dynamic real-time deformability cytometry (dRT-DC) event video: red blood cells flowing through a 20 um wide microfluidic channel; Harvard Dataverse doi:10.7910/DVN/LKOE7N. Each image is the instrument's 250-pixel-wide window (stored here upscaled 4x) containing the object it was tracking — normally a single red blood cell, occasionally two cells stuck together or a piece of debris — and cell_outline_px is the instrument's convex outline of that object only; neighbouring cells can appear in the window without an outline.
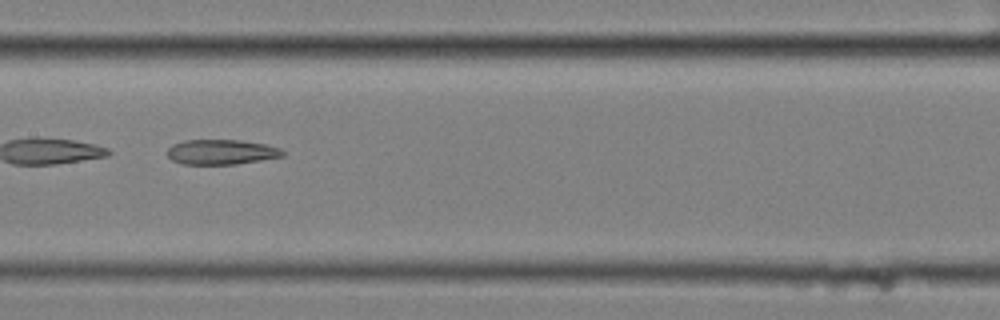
{"species": "common noctule bat (a hibernating species)", "species_latin": "Nyctalus noctula", "temperature_condition": "cold", "stored_images_in_passage": 17, "camera_frame_rate_fps": 3000, "um_per_image_px": 0.085, "animal": {"sex": "female", "body_mass_g": 25.1}, "frame": {"image": 1, "passage_image": 10, "time_ms": 3.0, "image_size_px": [1000, 320], "cell_outline_px": [[284, 156], [236, 164], [184, 164], [172, 160], [168, 156], [168, 148], [172, 144], [184, 140], [240, 140], [264, 144], [280, 148], [284, 152]], "centroid_in_image_um": [18.8, 12.91], "position_along_channel_um": 188.6, "area_um2": 16.7}}